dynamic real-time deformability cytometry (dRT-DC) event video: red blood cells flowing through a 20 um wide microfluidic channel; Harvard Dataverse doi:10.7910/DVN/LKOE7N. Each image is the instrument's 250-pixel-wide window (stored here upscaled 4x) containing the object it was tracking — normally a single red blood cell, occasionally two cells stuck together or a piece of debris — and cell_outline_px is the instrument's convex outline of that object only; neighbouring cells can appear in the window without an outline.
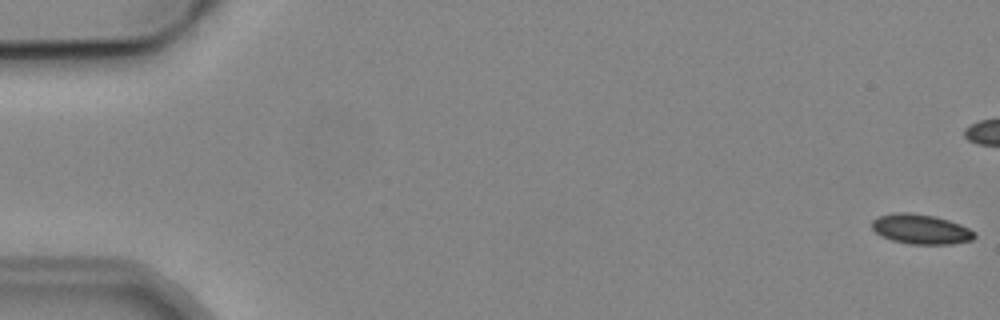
{"species": "common noctule bat (a hibernating species)", "species_latin": "Nyctalus noctula", "temperature_condition": "cold", "stored_images_in_passage": 6, "camera_frame_rate_fps": 3000, "um_per_image_px": 0.085, "animal": {"sex": "male", "body_mass_g": 19.2, "forearm_length_mm": 51.8}, "frame": {"image": 1, "passage_image": 1, "time_ms": 0.0, "image_size_px": [1000, 320], "cell_outline_px": [[976, 236], [972, 240], [952, 244], [912, 244], [892, 240], [880, 236], [872, 228], [872, 220], [880, 216], [892, 212], [912, 212], [936, 216], [960, 224], [976, 232]], "centroid_in_image_um": [78.28, 19.47], "position_along_channel_um": 6.7, "area_um2": 17.98}}